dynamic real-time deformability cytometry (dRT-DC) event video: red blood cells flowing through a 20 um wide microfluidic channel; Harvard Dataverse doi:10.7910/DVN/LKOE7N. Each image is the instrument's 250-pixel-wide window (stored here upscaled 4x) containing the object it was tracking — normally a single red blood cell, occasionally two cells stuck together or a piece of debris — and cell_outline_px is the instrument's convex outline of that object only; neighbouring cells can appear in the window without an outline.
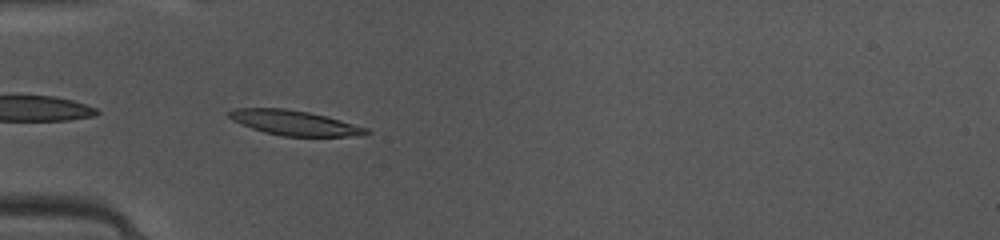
{"species": "common noctule bat (a hibernating species)", "species_latin": "Nyctalus noctula", "temperature_condition": "warm", "stored_images_in_passage": 32, "camera_frame_rate_fps": 3000, "um_per_image_px": 0.085, "animal": {"sex": "female", "body_mass_g": 10.0, "forearm_length_mm": 53.1}, "frame": {"image": 1, "passage_image": 1, "time_ms": 0.0, "image_size_px": [1000, 240], "cell_outline_px": [[372, 132], [364, 136], [284, 136], [264, 132], [252, 128], [232, 120], [228, 116], [228, 112], [236, 108], [284, 108], [308, 112], [340, 120], [368, 128]], "centroid_in_image_um": [25.06, 10.45], "position_along_channel_um": 59.9, "area_um2": 19.77}, "authors_computed_cell_mechanics": {"area_um2": 15.317, "velocity_mm_per_s": 4.1487, "shape_relaxation_time_tau1_ms": 1.5567, "shape_relaxation_time_tau2_ms": null, "deformation_change_tau1": 0.0703, "deformation_change_tau2": null}}